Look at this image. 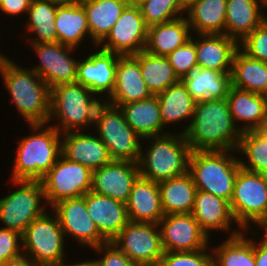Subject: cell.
<instances>
[{"label":"cell","instance_id":"obj_1","mask_svg":"<svg viewBox=\"0 0 267 266\" xmlns=\"http://www.w3.org/2000/svg\"><path fill=\"white\" fill-rule=\"evenodd\" d=\"M184 134L192 151L236 150L242 132L235 125L227 98L196 102Z\"/></svg>","mask_w":267,"mask_h":266},{"label":"cell","instance_id":"obj_2","mask_svg":"<svg viewBox=\"0 0 267 266\" xmlns=\"http://www.w3.org/2000/svg\"><path fill=\"white\" fill-rule=\"evenodd\" d=\"M0 75L19 114L28 124H47L51 89L31 68H21L0 53Z\"/></svg>","mask_w":267,"mask_h":266},{"label":"cell","instance_id":"obj_3","mask_svg":"<svg viewBox=\"0 0 267 266\" xmlns=\"http://www.w3.org/2000/svg\"><path fill=\"white\" fill-rule=\"evenodd\" d=\"M29 126L33 133L19 141L12 181H40L61 155V133L55 127L49 124Z\"/></svg>","mask_w":267,"mask_h":266},{"label":"cell","instance_id":"obj_4","mask_svg":"<svg viewBox=\"0 0 267 266\" xmlns=\"http://www.w3.org/2000/svg\"><path fill=\"white\" fill-rule=\"evenodd\" d=\"M146 139L151 143L146 148L147 152L141 148L138 162L141 177L160 183L189 172L192 149L184 134L180 132L174 135L167 132Z\"/></svg>","mask_w":267,"mask_h":266},{"label":"cell","instance_id":"obj_5","mask_svg":"<svg viewBox=\"0 0 267 266\" xmlns=\"http://www.w3.org/2000/svg\"><path fill=\"white\" fill-rule=\"evenodd\" d=\"M236 150L192 151L189 173L197 190H201L230 202L240 163L234 156Z\"/></svg>","mask_w":267,"mask_h":266},{"label":"cell","instance_id":"obj_6","mask_svg":"<svg viewBox=\"0 0 267 266\" xmlns=\"http://www.w3.org/2000/svg\"><path fill=\"white\" fill-rule=\"evenodd\" d=\"M96 98L89 88L78 82L54 86L51 88L50 115L47 124L58 118L59 126L53 127L61 134L94 126L97 107L103 101Z\"/></svg>","mask_w":267,"mask_h":266},{"label":"cell","instance_id":"obj_7","mask_svg":"<svg viewBox=\"0 0 267 266\" xmlns=\"http://www.w3.org/2000/svg\"><path fill=\"white\" fill-rule=\"evenodd\" d=\"M229 204L239 229L253 222L267 232V175L240 167Z\"/></svg>","mask_w":267,"mask_h":266},{"label":"cell","instance_id":"obj_8","mask_svg":"<svg viewBox=\"0 0 267 266\" xmlns=\"http://www.w3.org/2000/svg\"><path fill=\"white\" fill-rule=\"evenodd\" d=\"M94 126L112 160L139 162L143 139L129 126L118 106L105 98L97 107Z\"/></svg>","mask_w":267,"mask_h":266},{"label":"cell","instance_id":"obj_9","mask_svg":"<svg viewBox=\"0 0 267 266\" xmlns=\"http://www.w3.org/2000/svg\"><path fill=\"white\" fill-rule=\"evenodd\" d=\"M52 214L37 217L21 234L22 252L34 266H55L65 259V235L56 214Z\"/></svg>","mask_w":267,"mask_h":266},{"label":"cell","instance_id":"obj_10","mask_svg":"<svg viewBox=\"0 0 267 266\" xmlns=\"http://www.w3.org/2000/svg\"><path fill=\"white\" fill-rule=\"evenodd\" d=\"M14 185H20L16 191L0 198V220L3 228L18 231L22 234L28 225L46 211L40 204L46 203L41 181L13 180Z\"/></svg>","mask_w":267,"mask_h":266},{"label":"cell","instance_id":"obj_11","mask_svg":"<svg viewBox=\"0 0 267 266\" xmlns=\"http://www.w3.org/2000/svg\"><path fill=\"white\" fill-rule=\"evenodd\" d=\"M50 208L57 201L84 196L92 187V171L62 155L40 180Z\"/></svg>","mask_w":267,"mask_h":266},{"label":"cell","instance_id":"obj_12","mask_svg":"<svg viewBox=\"0 0 267 266\" xmlns=\"http://www.w3.org/2000/svg\"><path fill=\"white\" fill-rule=\"evenodd\" d=\"M158 227L129 221L112 242L137 266H159L165 252Z\"/></svg>","mask_w":267,"mask_h":266},{"label":"cell","instance_id":"obj_13","mask_svg":"<svg viewBox=\"0 0 267 266\" xmlns=\"http://www.w3.org/2000/svg\"><path fill=\"white\" fill-rule=\"evenodd\" d=\"M148 26L140 7L127 4L107 36L97 45L120 56L135 55L145 50Z\"/></svg>","mask_w":267,"mask_h":266},{"label":"cell","instance_id":"obj_14","mask_svg":"<svg viewBox=\"0 0 267 266\" xmlns=\"http://www.w3.org/2000/svg\"><path fill=\"white\" fill-rule=\"evenodd\" d=\"M29 44L40 61L38 65L30 68L45 81L50 89L59 84L76 82L78 60L69 55L76 48L59 42Z\"/></svg>","mask_w":267,"mask_h":266},{"label":"cell","instance_id":"obj_15","mask_svg":"<svg viewBox=\"0 0 267 266\" xmlns=\"http://www.w3.org/2000/svg\"><path fill=\"white\" fill-rule=\"evenodd\" d=\"M158 225L164 252L198 251L209 247L210 236L191 213L164 215Z\"/></svg>","mask_w":267,"mask_h":266},{"label":"cell","instance_id":"obj_16","mask_svg":"<svg viewBox=\"0 0 267 266\" xmlns=\"http://www.w3.org/2000/svg\"><path fill=\"white\" fill-rule=\"evenodd\" d=\"M51 207L59 220L65 238L72 237L81 245L91 248L107 243L89 217L83 196L57 201Z\"/></svg>","mask_w":267,"mask_h":266},{"label":"cell","instance_id":"obj_17","mask_svg":"<svg viewBox=\"0 0 267 266\" xmlns=\"http://www.w3.org/2000/svg\"><path fill=\"white\" fill-rule=\"evenodd\" d=\"M139 176L138 163L112 160L92 171L91 191L126 204L131 188Z\"/></svg>","mask_w":267,"mask_h":266},{"label":"cell","instance_id":"obj_18","mask_svg":"<svg viewBox=\"0 0 267 266\" xmlns=\"http://www.w3.org/2000/svg\"><path fill=\"white\" fill-rule=\"evenodd\" d=\"M119 54L98 49L77 63L76 82L89 88L95 95L114 92Z\"/></svg>","mask_w":267,"mask_h":266},{"label":"cell","instance_id":"obj_19","mask_svg":"<svg viewBox=\"0 0 267 266\" xmlns=\"http://www.w3.org/2000/svg\"><path fill=\"white\" fill-rule=\"evenodd\" d=\"M83 197L89 217L100 235L107 242H112L129 222L126 204L93 191H88Z\"/></svg>","mask_w":267,"mask_h":266},{"label":"cell","instance_id":"obj_20","mask_svg":"<svg viewBox=\"0 0 267 266\" xmlns=\"http://www.w3.org/2000/svg\"><path fill=\"white\" fill-rule=\"evenodd\" d=\"M70 131L61 134V155L80 163L91 171L101 168L112 161L107 147L98 136Z\"/></svg>","mask_w":267,"mask_h":266},{"label":"cell","instance_id":"obj_21","mask_svg":"<svg viewBox=\"0 0 267 266\" xmlns=\"http://www.w3.org/2000/svg\"><path fill=\"white\" fill-rule=\"evenodd\" d=\"M230 113L237 128L243 133L267 128V96L231 87L227 96ZM244 122L243 126L236 124ZM246 124V125H245Z\"/></svg>","mask_w":267,"mask_h":266},{"label":"cell","instance_id":"obj_22","mask_svg":"<svg viewBox=\"0 0 267 266\" xmlns=\"http://www.w3.org/2000/svg\"><path fill=\"white\" fill-rule=\"evenodd\" d=\"M151 96L142 78L139 61L133 55L119 56L114 92L106 101L119 107L122 104L144 100Z\"/></svg>","mask_w":267,"mask_h":266},{"label":"cell","instance_id":"obj_23","mask_svg":"<svg viewBox=\"0 0 267 266\" xmlns=\"http://www.w3.org/2000/svg\"><path fill=\"white\" fill-rule=\"evenodd\" d=\"M195 102L224 99L232 87L231 71H216L193 66L181 79Z\"/></svg>","mask_w":267,"mask_h":266},{"label":"cell","instance_id":"obj_24","mask_svg":"<svg viewBox=\"0 0 267 266\" xmlns=\"http://www.w3.org/2000/svg\"><path fill=\"white\" fill-rule=\"evenodd\" d=\"M129 221L158 224L164 217L159 184L139 176L126 203Z\"/></svg>","mask_w":267,"mask_h":266},{"label":"cell","instance_id":"obj_25","mask_svg":"<svg viewBox=\"0 0 267 266\" xmlns=\"http://www.w3.org/2000/svg\"><path fill=\"white\" fill-rule=\"evenodd\" d=\"M191 214L208 236L211 231L215 232V230H222L225 233L230 231L231 235L229 234L228 237L238 235L243 231L242 229L238 230V228L235 230L230 228L235 220L227 200L201 190L196 192L195 204Z\"/></svg>","mask_w":267,"mask_h":266},{"label":"cell","instance_id":"obj_26","mask_svg":"<svg viewBox=\"0 0 267 266\" xmlns=\"http://www.w3.org/2000/svg\"><path fill=\"white\" fill-rule=\"evenodd\" d=\"M195 42L197 65L216 71H232L239 43L225 34H198ZM202 38V39H201Z\"/></svg>","mask_w":267,"mask_h":266},{"label":"cell","instance_id":"obj_27","mask_svg":"<svg viewBox=\"0 0 267 266\" xmlns=\"http://www.w3.org/2000/svg\"><path fill=\"white\" fill-rule=\"evenodd\" d=\"M262 10L263 0H227L225 35L241 42L265 20Z\"/></svg>","mask_w":267,"mask_h":266},{"label":"cell","instance_id":"obj_28","mask_svg":"<svg viewBox=\"0 0 267 266\" xmlns=\"http://www.w3.org/2000/svg\"><path fill=\"white\" fill-rule=\"evenodd\" d=\"M119 108L122 110L126 122L143 140L148 137L166 134V132H162L164 127L157 95L122 104Z\"/></svg>","mask_w":267,"mask_h":266},{"label":"cell","instance_id":"obj_29","mask_svg":"<svg viewBox=\"0 0 267 266\" xmlns=\"http://www.w3.org/2000/svg\"><path fill=\"white\" fill-rule=\"evenodd\" d=\"M191 29L186 17L148 27L145 51L154 55L168 56L191 39Z\"/></svg>","mask_w":267,"mask_h":266},{"label":"cell","instance_id":"obj_30","mask_svg":"<svg viewBox=\"0 0 267 266\" xmlns=\"http://www.w3.org/2000/svg\"><path fill=\"white\" fill-rule=\"evenodd\" d=\"M227 0H197L185 8L190 29L197 34H225Z\"/></svg>","mask_w":267,"mask_h":266},{"label":"cell","instance_id":"obj_31","mask_svg":"<svg viewBox=\"0 0 267 266\" xmlns=\"http://www.w3.org/2000/svg\"><path fill=\"white\" fill-rule=\"evenodd\" d=\"M158 184L165 215L192 213L197 187L189 172Z\"/></svg>","mask_w":267,"mask_h":266},{"label":"cell","instance_id":"obj_32","mask_svg":"<svg viewBox=\"0 0 267 266\" xmlns=\"http://www.w3.org/2000/svg\"><path fill=\"white\" fill-rule=\"evenodd\" d=\"M86 11L87 23L93 46H97L119 19L127 0H99L81 2Z\"/></svg>","mask_w":267,"mask_h":266},{"label":"cell","instance_id":"obj_33","mask_svg":"<svg viewBox=\"0 0 267 266\" xmlns=\"http://www.w3.org/2000/svg\"><path fill=\"white\" fill-rule=\"evenodd\" d=\"M231 75L233 87L267 96V62L253 59L238 49Z\"/></svg>","mask_w":267,"mask_h":266},{"label":"cell","instance_id":"obj_34","mask_svg":"<svg viewBox=\"0 0 267 266\" xmlns=\"http://www.w3.org/2000/svg\"><path fill=\"white\" fill-rule=\"evenodd\" d=\"M55 27L57 42L62 45L77 48L86 35L91 38L82 4L57 6Z\"/></svg>","mask_w":267,"mask_h":266},{"label":"cell","instance_id":"obj_35","mask_svg":"<svg viewBox=\"0 0 267 266\" xmlns=\"http://www.w3.org/2000/svg\"><path fill=\"white\" fill-rule=\"evenodd\" d=\"M133 56L140 63L142 78L152 95H158L180 81L167 57L145 50Z\"/></svg>","mask_w":267,"mask_h":266},{"label":"cell","instance_id":"obj_36","mask_svg":"<svg viewBox=\"0 0 267 266\" xmlns=\"http://www.w3.org/2000/svg\"><path fill=\"white\" fill-rule=\"evenodd\" d=\"M157 97L160 103L163 127L183 122V120L190 119L192 121L196 102L181 80L158 94Z\"/></svg>","mask_w":267,"mask_h":266},{"label":"cell","instance_id":"obj_37","mask_svg":"<svg viewBox=\"0 0 267 266\" xmlns=\"http://www.w3.org/2000/svg\"><path fill=\"white\" fill-rule=\"evenodd\" d=\"M56 4L50 0H31L27 11L28 21L26 30L37 37L29 43L57 42L55 27Z\"/></svg>","mask_w":267,"mask_h":266},{"label":"cell","instance_id":"obj_38","mask_svg":"<svg viewBox=\"0 0 267 266\" xmlns=\"http://www.w3.org/2000/svg\"><path fill=\"white\" fill-rule=\"evenodd\" d=\"M243 231L213 247V266H255L254 241Z\"/></svg>","mask_w":267,"mask_h":266},{"label":"cell","instance_id":"obj_39","mask_svg":"<svg viewBox=\"0 0 267 266\" xmlns=\"http://www.w3.org/2000/svg\"><path fill=\"white\" fill-rule=\"evenodd\" d=\"M236 152L244 154L248 160L239 158L240 167L267 175V128L243 132Z\"/></svg>","mask_w":267,"mask_h":266},{"label":"cell","instance_id":"obj_40","mask_svg":"<svg viewBox=\"0 0 267 266\" xmlns=\"http://www.w3.org/2000/svg\"><path fill=\"white\" fill-rule=\"evenodd\" d=\"M139 7L148 27L175 20L185 14L181 0H148Z\"/></svg>","mask_w":267,"mask_h":266},{"label":"cell","instance_id":"obj_41","mask_svg":"<svg viewBox=\"0 0 267 266\" xmlns=\"http://www.w3.org/2000/svg\"><path fill=\"white\" fill-rule=\"evenodd\" d=\"M207 249L165 252L159 266H213V253H206Z\"/></svg>","mask_w":267,"mask_h":266},{"label":"cell","instance_id":"obj_42","mask_svg":"<svg viewBox=\"0 0 267 266\" xmlns=\"http://www.w3.org/2000/svg\"><path fill=\"white\" fill-rule=\"evenodd\" d=\"M239 49L253 59L267 62V22L265 20L239 42Z\"/></svg>","mask_w":267,"mask_h":266},{"label":"cell","instance_id":"obj_43","mask_svg":"<svg viewBox=\"0 0 267 266\" xmlns=\"http://www.w3.org/2000/svg\"><path fill=\"white\" fill-rule=\"evenodd\" d=\"M166 57L181 80L193 66L197 65L195 42L189 39Z\"/></svg>","mask_w":267,"mask_h":266},{"label":"cell","instance_id":"obj_44","mask_svg":"<svg viewBox=\"0 0 267 266\" xmlns=\"http://www.w3.org/2000/svg\"><path fill=\"white\" fill-rule=\"evenodd\" d=\"M22 238L18 231L0 228V263L22 255Z\"/></svg>","mask_w":267,"mask_h":266},{"label":"cell","instance_id":"obj_45","mask_svg":"<svg viewBox=\"0 0 267 266\" xmlns=\"http://www.w3.org/2000/svg\"><path fill=\"white\" fill-rule=\"evenodd\" d=\"M92 249L100 254L102 253L103 256L100 259L94 260L96 266H137L113 242H107Z\"/></svg>","mask_w":267,"mask_h":266},{"label":"cell","instance_id":"obj_46","mask_svg":"<svg viewBox=\"0 0 267 266\" xmlns=\"http://www.w3.org/2000/svg\"><path fill=\"white\" fill-rule=\"evenodd\" d=\"M31 0H0V11L9 16H18L25 12L27 15Z\"/></svg>","mask_w":267,"mask_h":266},{"label":"cell","instance_id":"obj_47","mask_svg":"<svg viewBox=\"0 0 267 266\" xmlns=\"http://www.w3.org/2000/svg\"><path fill=\"white\" fill-rule=\"evenodd\" d=\"M255 266H267V232L259 243L254 242Z\"/></svg>","mask_w":267,"mask_h":266},{"label":"cell","instance_id":"obj_48","mask_svg":"<svg viewBox=\"0 0 267 266\" xmlns=\"http://www.w3.org/2000/svg\"><path fill=\"white\" fill-rule=\"evenodd\" d=\"M0 266H34L32 262L24 255L0 263Z\"/></svg>","mask_w":267,"mask_h":266},{"label":"cell","instance_id":"obj_49","mask_svg":"<svg viewBox=\"0 0 267 266\" xmlns=\"http://www.w3.org/2000/svg\"><path fill=\"white\" fill-rule=\"evenodd\" d=\"M55 266H96V263L95 261L93 260H90V261H83V262H78V263H75V264H64V259L57 265Z\"/></svg>","mask_w":267,"mask_h":266},{"label":"cell","instance_id":"obj_50","mask_svg":"<svg viewBox=\"0 0 267 266\" xmlns=\"http://www.w3.org/2000/svg\"><path fill=\"white\" fill-rule=\"evenodd\" d=\"M52 3L63 6V5H78L81 4L83 0H50Z\"/></svg>","mask_w":267,"mask_h":266},{"label":"cell","instance_id":"obj_51","mask_svg":"<svg viewBox=\"0 0 267 266\" xmlns=\"http://www.w3.org/2000/svg\"><path fill=\"white\" fill-rule=\"evenodd\" d=\"M127 1H128V4L136 5L139 7L141 4H143L144 2L148 0H127Z\"/></svg>","mask_w":267,"mask_h":266},{"label":"cell","instance_id":"obj_52","mask_svg":"<svg viewBox=\"0 0 267 266\" xmlns=\"http://www.w3.org/2000/svg\"><path fill=\"white\" fill-rule=\"evenodd\" d=\"M194 1H197V0H181V3L184 6V8H186L187 6H189Z\"/></svg>","mask_w":267,"mask_h":266},{"label":"cell","instance_id":"obj_53","mask_svg":"<svg viewBox=\"0 0 267 266\" xmlns=\"http://www.w3.org/2000/svg\"><path fill=\"white\" fill-rule=\"evenodd\" d=\"M267 8V0H263V8Z\"/></svg>","mask_w":267,"mask_h":266}]
</instances>
